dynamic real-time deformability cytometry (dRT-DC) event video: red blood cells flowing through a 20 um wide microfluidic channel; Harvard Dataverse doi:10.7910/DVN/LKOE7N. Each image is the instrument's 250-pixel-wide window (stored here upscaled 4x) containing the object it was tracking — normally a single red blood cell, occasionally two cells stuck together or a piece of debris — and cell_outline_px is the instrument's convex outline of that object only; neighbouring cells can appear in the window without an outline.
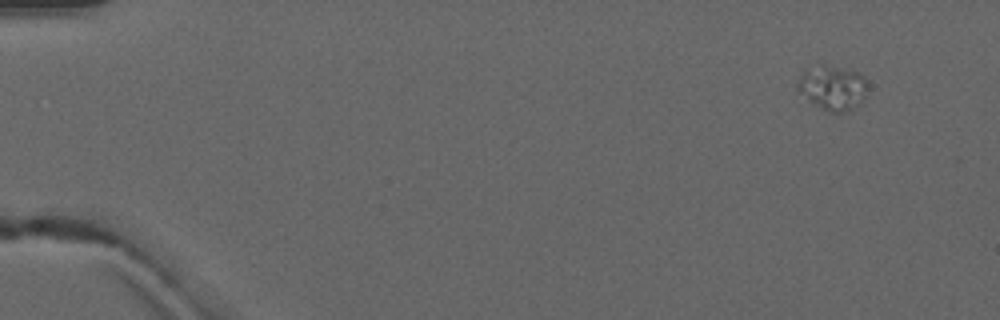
{"species": "common noctule bat (a hibernating species)", "species_latin": "Nyctalus noctula", "temperature_condition": "warm", "stored_images_in_passage": 4, "camera_frame_rate_fps": 3000, "um_per_image_px": 0.085, "animal": {"sex": "male", "forearm_length_mm": 52.5}, "frame": {"image": 1, "passage_image": 1, "time_ms": 0.0, "image_size_px": [1000, 320], "cell_outline_px": [[868, 84], [864, 96], [848, 112], [828, 112], [808, 100], [796, 88], [796, 84], [800, 76], [804, 72], [824, 64], [856, 72], [864, 76], [868, 80]], "centroid_in_image_um": [70.77, 7.47], "position_along_channel_um": 14.2, "area_um2": 17.74}}
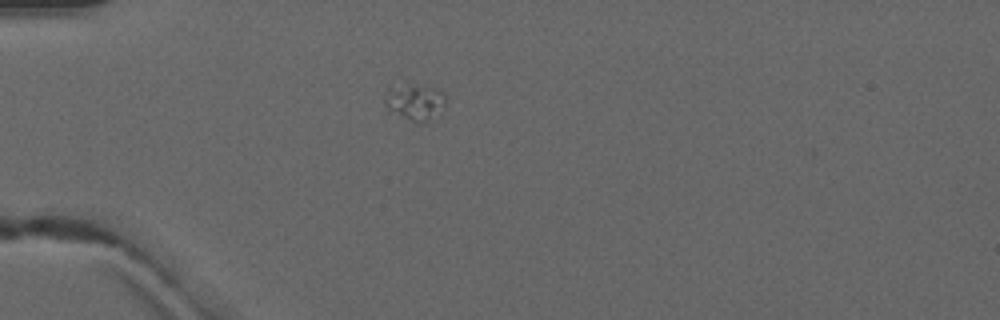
{"frame": {"image": 2, "passage_image": 4, "time_ms": 3.667, "image_size_px": [1000, 320], "cell_outline_px": [[444, 104], [424, 120], [416, 124], [388, 112], [384, 104], [384, 96], [388, 88], [436, 88], [444, 96]], "centroid_in_image_um": [35.12, 8.74], "position_along_channel_um": 49.9, "area_um2": 11.73}}